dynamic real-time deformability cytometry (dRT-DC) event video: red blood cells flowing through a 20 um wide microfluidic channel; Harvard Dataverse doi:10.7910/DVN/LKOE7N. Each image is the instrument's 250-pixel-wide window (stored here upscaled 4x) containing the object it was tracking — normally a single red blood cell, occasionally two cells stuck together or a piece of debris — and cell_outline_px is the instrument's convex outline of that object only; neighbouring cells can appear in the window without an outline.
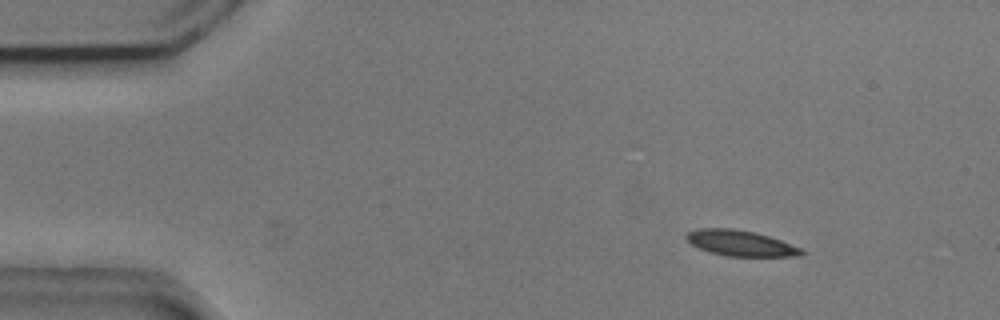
{"species": "common noctule bat (a hibernating species)", "species_latin": "Nyctalus noctula", "temperature_condition": "cold", "stored_images_in_passage": 4, "camera_frame_rate_fps": 3000, "um_per_image_px": 0.085, "animal": {"sex": "male", "body_mass_g": 20.5, "forearm_length_mm": 52.5}, "frame": {"image": 1, "passage_image": 1, "time_ms": 0.0, "image_size_px": [1000, 320], "cell_outline_px": [[804, 252], [800, 256], [728, 256], [712, 252], [700, 248], [692, 244], [684, 236], [688, 232], [700, 228], [732, 228], [752, 232], [768, 236], [780, 240], [800, 248]], "centroid_in_image_um": [62.93, 20.66], "position_along_channel_um": 22.1, "area_um2": 16.82}}